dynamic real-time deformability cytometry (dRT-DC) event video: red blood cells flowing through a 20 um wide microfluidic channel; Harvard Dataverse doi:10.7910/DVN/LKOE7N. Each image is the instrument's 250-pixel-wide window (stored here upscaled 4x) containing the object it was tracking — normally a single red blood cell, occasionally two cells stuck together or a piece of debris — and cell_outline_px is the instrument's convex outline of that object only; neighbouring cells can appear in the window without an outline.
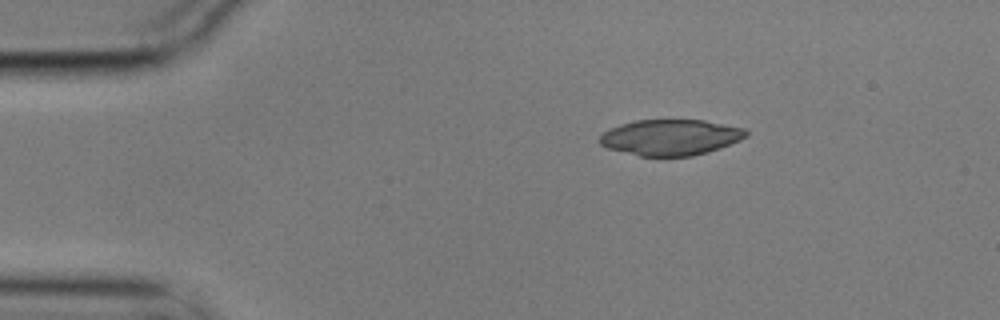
{"species": "common noctule bat (a hibernating species)", "species_latin": "Nyctalus noctula", "temperature_condition": "cold", "stored_images_in_passage": 4, "camera_frame_rate_fps": 3000, "um_per_image_px": 0.085, "animal": {"sex": "male", "body_mass_g": 17.9}, "frame": {"image": 1, "passage_image": 1, "time_ms": 0.0, "image_size_px": [1000, 320], "cell_outline_px": [[748, 136], [740, 140], [720, 148], [708, 152], [692, 156], [640, 156], [608, 148], [600, 144], [600, 136], [604, 132], [620, 124], [636, 120], [704, 120], [744, 128], [748, 132]], "centroid_in_image_um": [57.02, 11.67], "position_along_channel_um": 28.0, "area_um2": 30.46}}